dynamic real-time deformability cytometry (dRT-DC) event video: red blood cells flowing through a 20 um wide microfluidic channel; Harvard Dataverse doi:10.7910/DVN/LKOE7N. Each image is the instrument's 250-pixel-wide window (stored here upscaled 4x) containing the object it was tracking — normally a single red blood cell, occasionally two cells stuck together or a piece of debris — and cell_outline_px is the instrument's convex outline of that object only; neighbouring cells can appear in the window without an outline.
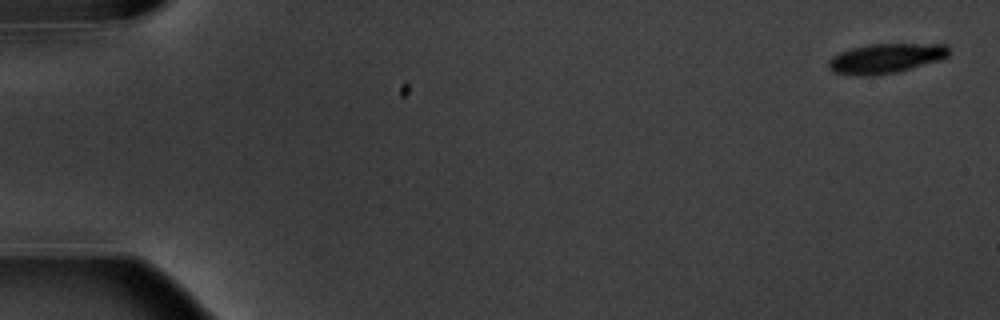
{"species": "common noctule bat (a hibernating species)", "species_latin": "Nyctalus noctula", "temperature_condition": "warm", "stored_images_in_passage": 6, "segment_of_instrument_passage": [1, 2], "camera_frame_rate_fps": 3000, "um_per_image_px": 0.085, "animal": {"sex": "male", "body_mass_g": 20.1, "forearm_length_mm": 53.5}, "frame": {"image": 1, "passage_image": 1, "time_ms": 0.0, "image_size_px": [1000, 320], "cell_outline_px": [[952, 52], [948, 56], [940, 60], [900, 72], [872, 76], [856, 76], [832, 72], [828, 68], [828, 60], [832, 56], [840, 52], [852, 48], [868, 44], [948, 44]], "centroid_in_image_um": [75.31, 4.97], "position_along_channel_um": 9.7, "area_um2": 21.33}}